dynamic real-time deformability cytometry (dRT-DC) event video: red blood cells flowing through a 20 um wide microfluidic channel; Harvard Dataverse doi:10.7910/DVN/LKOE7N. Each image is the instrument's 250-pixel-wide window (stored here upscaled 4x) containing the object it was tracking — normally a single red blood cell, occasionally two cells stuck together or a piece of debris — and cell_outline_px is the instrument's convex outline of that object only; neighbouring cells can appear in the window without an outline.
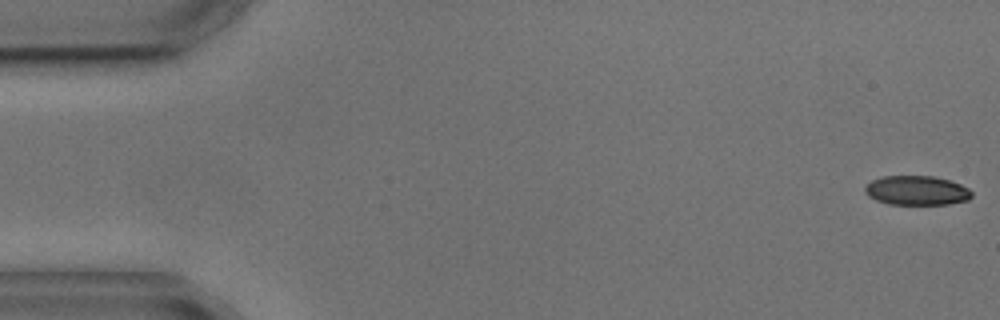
{"species": "common noctule bat (a hibernating species)", "species_latin": "Nyctalus noctula", "temperature_condition": "cold", "stored_images_in_passage": 4, "camera_frame_rate_fps": 3000, "um_per_image_px": 0.085, "animal": {"sex": "male", "body_mass_g": 17.9, "forearm_length_mm": 54.2}, "frame": {"image": 1, "passage_image": 1, "time_ms": 0.0, "image_size_px": [1000, 320], "cell_outline_px": [[972, 196], [968, 200], [948, 204], [888, 204], [876, 200], [868, 196], [864, 192], [864, 188], [872, 180], [880, 176], [932, 176], [948, 180], [960, 184], [968, 188], [972, 192]], "centroid_in_image_um": [77.9, 16.19], "position_along_channel_um": 7.1, "area_um2": 18.26}}
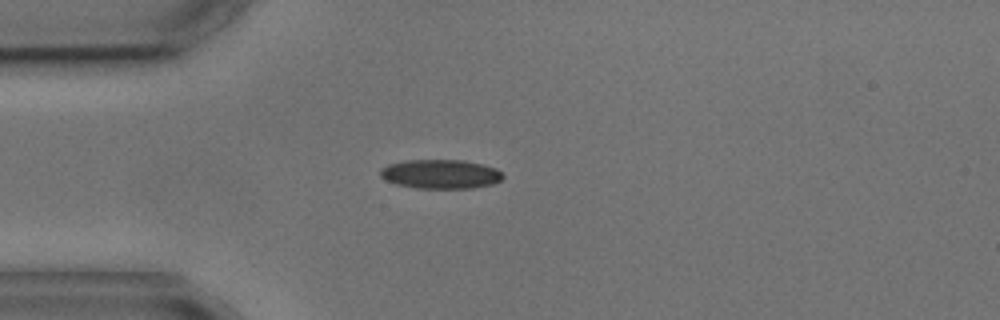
{"frame": {"image": 2, "passage_image": 4, "time_ms": 4.333, "image_size_px": [1000, 320], "cell_outline_px": [[504, 176], [500, 180], [492, 184], [472, 188], [416, 188], [396, 184], [384, 180], [380, 176], [380, 168], [388, 164], [408, 160], [464, 160], [496, 168]], "centroid_in_image_um": [37.41, 14.8], "position_along_channel_um": 47.6, "area_um2": 20.81}}